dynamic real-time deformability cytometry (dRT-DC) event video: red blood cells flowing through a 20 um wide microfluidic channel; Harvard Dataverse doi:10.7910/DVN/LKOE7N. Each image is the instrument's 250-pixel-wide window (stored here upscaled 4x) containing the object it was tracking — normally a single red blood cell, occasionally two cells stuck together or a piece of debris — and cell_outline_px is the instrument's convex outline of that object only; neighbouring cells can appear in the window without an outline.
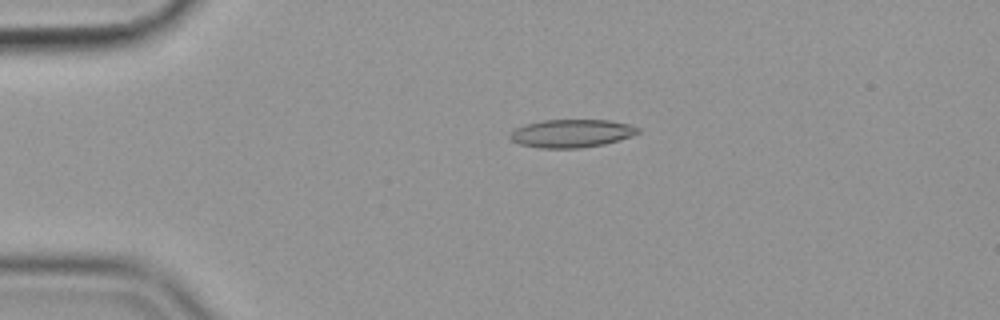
{"species": "common noctule bat (a hibernating species)", "species_latin": "Nyctalus noctula", "temperature_condition": "cold", "stored_images_in_passage": 53, "camera_frame_rate_fps": 3000, "um_per_image_px": 0.085, "animal": {"sex": "female", "body_mass_g": 19.9}, "frame": {"image": 1, "passage_image": 9, "time_ms": 2.667, "image_size_px": [1000, 320], "cell_outline_px": [[640, 132], [632, 136], [604, 144], [580, 148], [540, 148], [520, 144], [512, 140], [508, 136], [508, 132], [524, 124], [540, 120], [608, 120], [632, 124], [640, 128]], "centroid_in_image_um": [48.57, 11.33], "position_along_channel_um": 36.4, "area_um2": 21.15}}
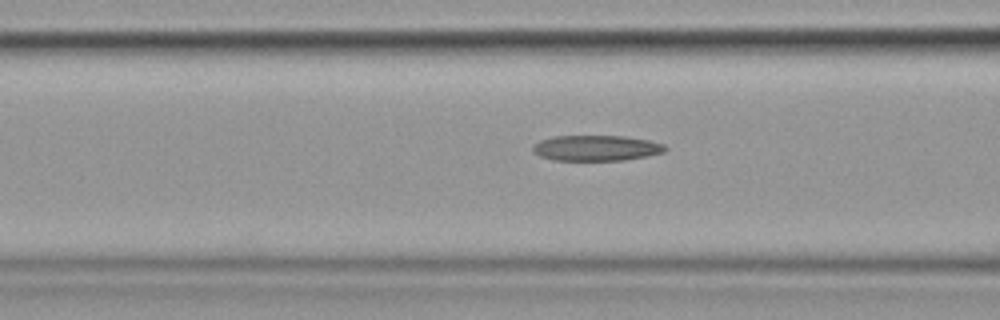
{"frame": {"image": 2, "passage_image": 19, "time_ms": 6.0, "image_size_px": [1000, 320], "cell_outline_px": [[668, 148], [664, 152], [648, 156], [624, 160], [552, 160], [540, 156], [532, 152], [532, 144], [540, 140], [552, 136], [624, 136], [648, 140], [664, 144]], "centroid_in_image_um": [50.65, 12.58], "position_along_channel_um": 115.9, "area_um2": 19.88}}
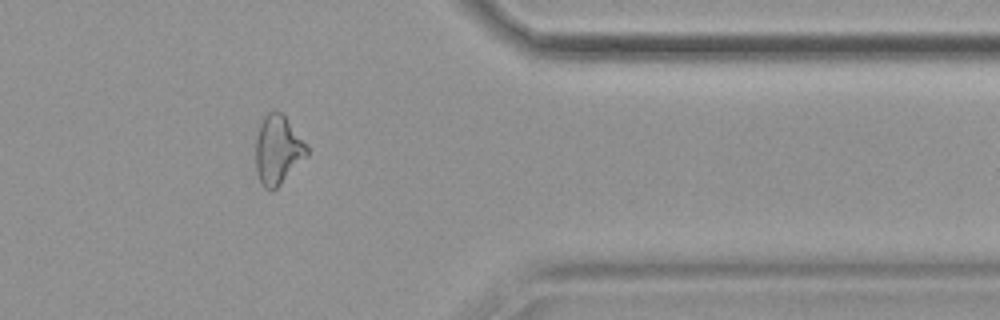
{"frame": {"image": 3, "passage_image": 43, "time_ms": 14.0, "image_size_px": [1000, 320], "cell_outline_px": [[308, 156], [272, 192], [268, 192], [260, 184], [256, 172], [256, 136], [260, 124], [264, 116], [272, 108], [280, 112], [284, 116], [308, 144]], "centroid_in_image_um": [23.61, 12.76], "position_along_channel_um": 387.8, "area_um2": 20.92}, "authors_computed_cell_mechanics": {"area_um2": 20.4034, "velocity_mm_per_s": 3.579, "shape_relaxation_time_tau1_ms": 7.854, "shape_relaxation_time_tau2_ms": 4.1574, "deformation_change_tau1": 0.2094, "deformation_change_tau2": 0.1583}}